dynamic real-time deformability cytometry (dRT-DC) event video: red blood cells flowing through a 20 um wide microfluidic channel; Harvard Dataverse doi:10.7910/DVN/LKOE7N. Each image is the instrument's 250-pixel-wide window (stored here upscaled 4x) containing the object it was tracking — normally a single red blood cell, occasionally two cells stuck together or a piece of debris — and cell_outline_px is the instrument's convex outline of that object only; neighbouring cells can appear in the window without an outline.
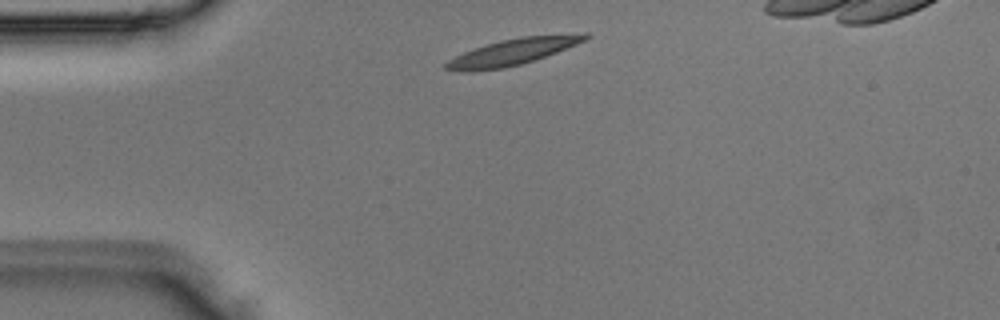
{"species": "Egyptian fruit bat (a non-hibernating species)", "species_latin": "Rousettus aegyptiacus", "temperature_condition": "room temperature", "stored_images_in_passage": 1, "camera_frame_rate_fps": 3000, "um_per_image_px": 0.085, "animal": {"sex": "male"}, "frame": {"image": 1, "passage_image": 1, "time_ms": 0.0, "image_size_px": [1000, 320], "cell_outline_px": [[592, 36], [588, 40], [556, 52], [520, 64], [504, 68], [464, 72], [444, 68], [444, 64], [448, 60], [464, 52], [484, 44], [500, 40], [520, 36], [588, 32]], "centroid_in_image_um": [43.65, 4.37], "position_along_channel_um": 41.4, "area_um2": 21.56}}